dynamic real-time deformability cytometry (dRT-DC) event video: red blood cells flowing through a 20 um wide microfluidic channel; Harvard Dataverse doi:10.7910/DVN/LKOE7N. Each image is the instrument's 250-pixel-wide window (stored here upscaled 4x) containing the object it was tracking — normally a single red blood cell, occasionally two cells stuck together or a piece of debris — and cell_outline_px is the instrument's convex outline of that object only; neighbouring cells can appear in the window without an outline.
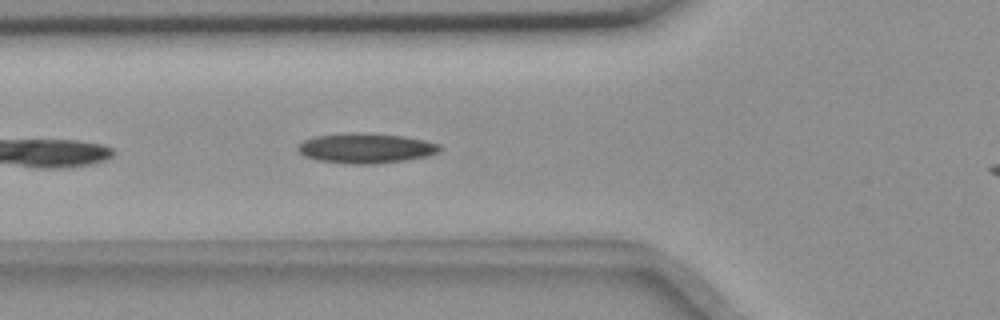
{"species": "common noctule bat (a hibernating species)", "species_latin": "Nyctalus noctula", "temperature_condition": "room temperature", "stored_images_in_passage": 6, "camera_frame_rate_fps": 3000, "um_per_image_px": 0.085, "animal": {"sex": "female", "body_mass_g": 18.4}, "frame": {"image": 1, "passage_image": 5, "time_ms": 4.667, "image_size_px": [1000, 320], "cell_outline_px": [[440, 152], [428, 156], [404, 160], [376, 164], [348, 164], [316, 160], [304, 156], [300, 152], [300, 144], [304, 140], [316, 136], [348, 132], [364, 132], [404, 136], [424, 140], [440, 144]], "centroid_in_image_um": [31.12, 12.59], "position_along_channel_um": 94.7, "area_um2": 24.91}}